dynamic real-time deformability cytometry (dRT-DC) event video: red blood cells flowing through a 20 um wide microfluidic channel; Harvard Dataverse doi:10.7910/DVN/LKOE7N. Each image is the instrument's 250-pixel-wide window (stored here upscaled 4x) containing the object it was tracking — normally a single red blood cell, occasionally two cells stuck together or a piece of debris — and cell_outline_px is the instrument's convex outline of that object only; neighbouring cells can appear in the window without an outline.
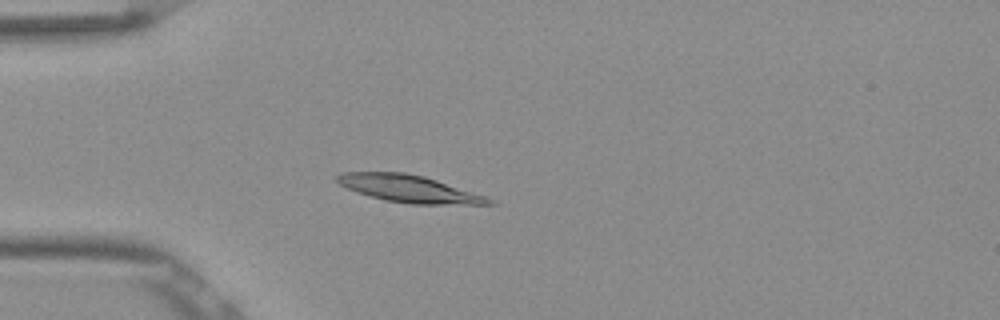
{"species": "Egyptian fruit bat (a non-hibernating species)", "species_latin": "Rousettus aegyptiacus", "temperature_condition": "room temperature", "stored_images_in_passage": 27, "camera_frame_rate_fps": 3000, "um_per_image_px": 0.085, "frame": {"image": 1, "passage_image": 15, "time_ms": 4.667, "image_size_px": [1000, 320], "cell_outline_px": [[500, 204], [412, 204], [384, 200], [356, 192], [340, 184], [336, 180], [336, 176], [340, 172], [404, 172], [424, 176], [488, 196], [500, 200]], "centroid_in_image_um": [34.87, 16.05], "position_along_channel_um": 50.1, "area_um2": 24.33}}
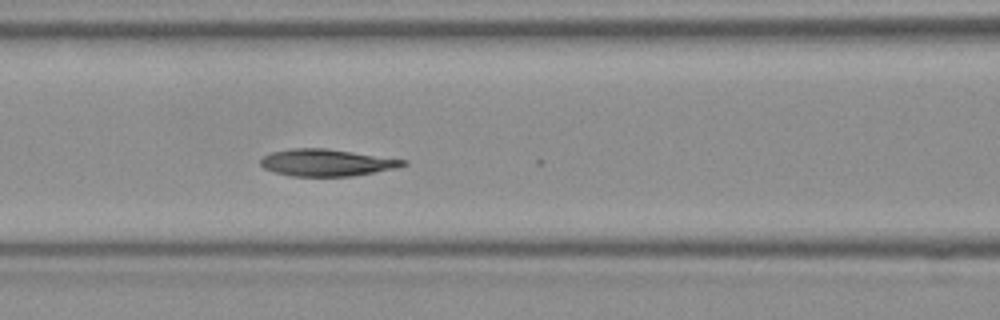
{"frame": {"image": 2, "passage_image": 23, "time_ms": 7.333, "image_size_px": [1000, 320], "cell_outline_px": [[408, 164], [396, 168], [352, 176], [288, 176], [264, 168], [260, 164], [260, 160], [264, 156], [272, 152], [292, 148], [324, 148], [408, 160]], "centroid_in_image_um": [27.77, 13.82], "position_along_channel_um": 138.8, "area_um2": 22.25}}
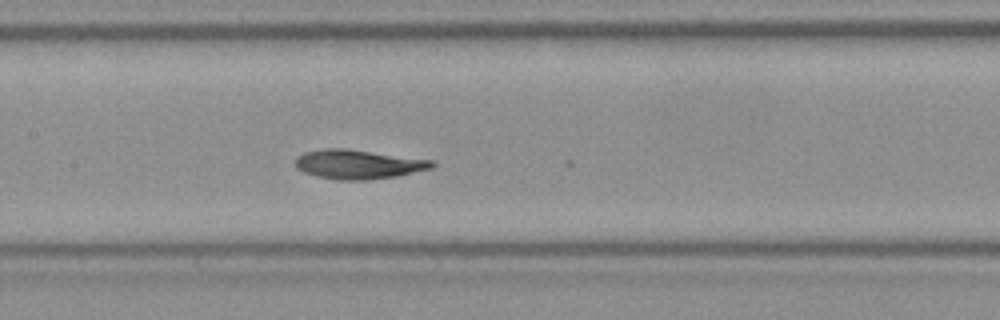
{"frame": {"image": 3, "passage_image": 26, "time_ms": 8.333, "image_size_px": [1000, 320], "cell_outline_px": [[436, 164], [432, 168], [396, 176], [368, 180], [336, 180], [316, 176], [304, 172], [296, 168], [296, 156], [304, 152], [324, 148], [348, 148], [432, 160]], "centroid_in_image_um": [30.43, 13.96], "position_along_channel_um": 177.0, "area_um2": 23.41}}